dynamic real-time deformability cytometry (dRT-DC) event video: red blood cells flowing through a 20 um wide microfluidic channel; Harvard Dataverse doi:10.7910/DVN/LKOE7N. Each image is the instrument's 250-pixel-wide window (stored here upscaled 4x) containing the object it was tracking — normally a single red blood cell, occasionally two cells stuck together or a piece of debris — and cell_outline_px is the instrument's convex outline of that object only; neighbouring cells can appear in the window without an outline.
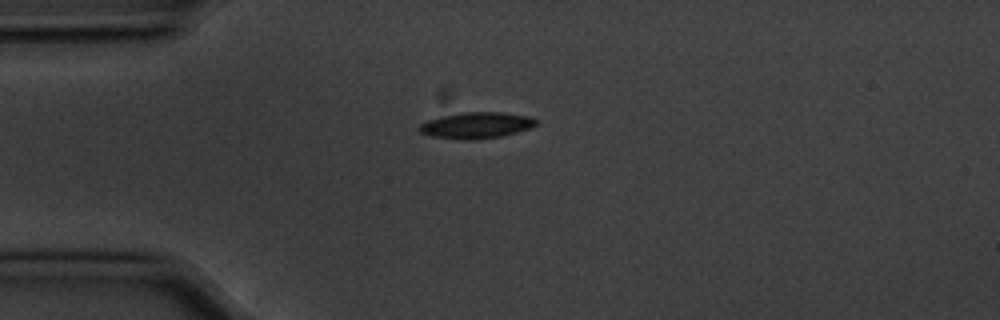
{"species": "common noctule bat (a hibernating species)", "species_latin": "Nyctalus noctula", "temperature_condition": "cold", "stored_images_in_passage": 3, "camera_frame_rate_fps": 3000, "um_per_image_px": 0.085, "animal": {"sex": "male", "body_mass_g": 20.1, "forearm_length_mm": 53.5}, "frame": {"image": 1, "passage_image": 3, "time_ms": 0.667, "image_size_px": [1000, 320], "cell_outline_px": [[540, 120], [536, 124], [528, 128], [516, 132], [500, 136], [472, 140], [460, 140], [432, 136], [420, 132], [416, 128], [420, 124], [428, 120], [444, 116], [464, 112], [504, 112], [528, 116]], "centroid_in_image_um": [40.48, 10.65], "position_along_channel_um": 44.5, "area_um2": 17.74}}